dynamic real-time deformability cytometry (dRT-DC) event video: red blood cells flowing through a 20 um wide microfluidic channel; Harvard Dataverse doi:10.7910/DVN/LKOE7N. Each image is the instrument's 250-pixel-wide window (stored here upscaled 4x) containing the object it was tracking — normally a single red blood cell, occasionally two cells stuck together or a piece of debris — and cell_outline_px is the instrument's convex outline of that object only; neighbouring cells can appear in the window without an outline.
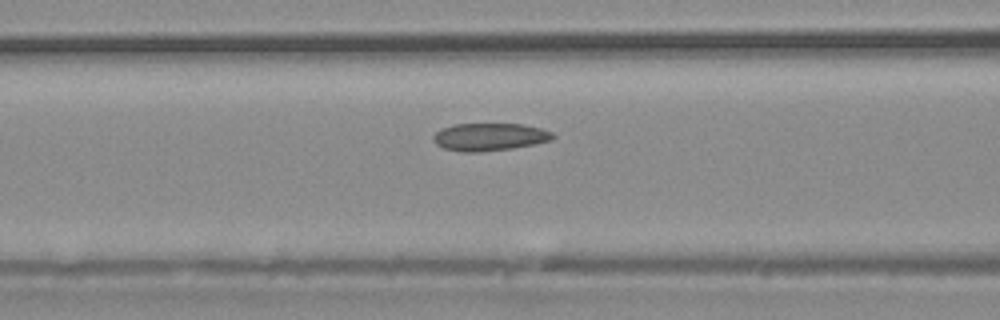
{"species": "common noctule bat (a hibernating species)", "species_latin": "Nyctalus noctula", "temperature_condition": "warm", "stored_images_in_passage": 26, "camera_frame_rate_fps": 3000, "um_per_image_px": 0.085, "animal": {"sex": "male", "body_mass_g": 20.4}, "frame": {"image": 1, "passage_image": 4, "time_ms": 1.0, "image_size_px": [1000, 320], "cell_outline_px": [[556, 136], [552, 140], [536, 144], [512, 148], [480, 152], [460, 152], [444, 148], [436, 144], [432, 140], [432, 136], [440, 128], [456, 124], [524, 124], [540, 128], [552, 132]], "centroid_in_image_um": [41.61, 11.64], "position_along_channel_um": 125.0, "area_um2": 19.42}}
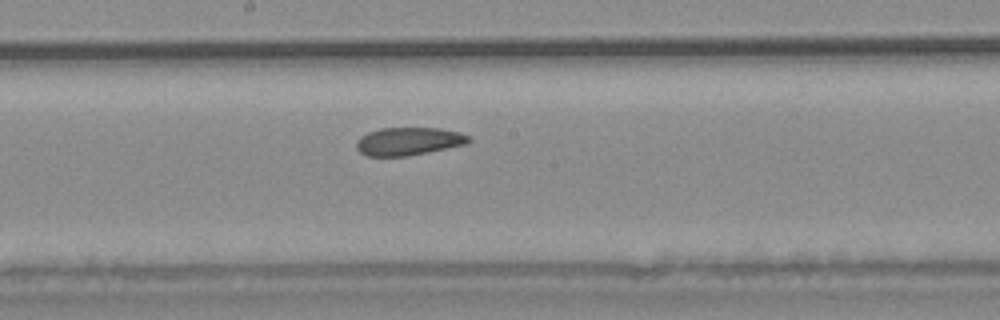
{"frame": {"image": 2, "passage_image": 9, "time_ms": 2.667, "image_size_px": [1000, 320], "cell_outline_px": [[472, 140], [464, 144], [428, 152], [408, 156], [368, 156], [360, 152], [356, 148], [356, 140], [360, 136], [368, 132], [380, 128], [440, 128], [460, 132], [472, 136]], "centroid_in_image_um": [34.72, 12.0], "position_along_channel_um": 213.5, "area_um2": 18.38}}
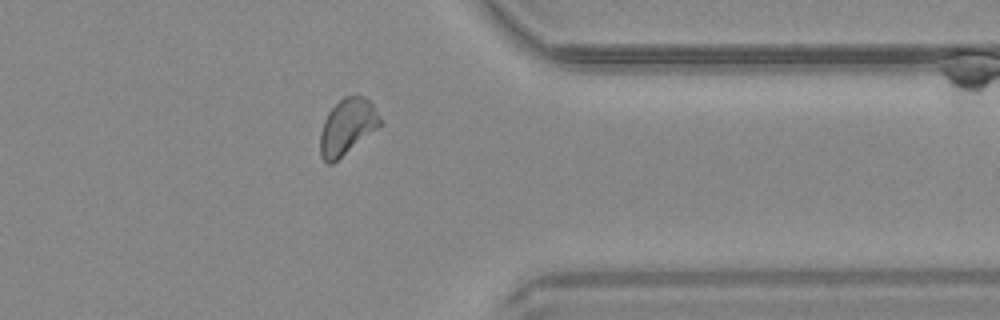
{"frame": {"image": 3, "passage_image": 19, "time_ms": 6.0, "image_size_px": [1000, 320], "cell_outline_px": [[380, 124], [376, 128], [332, 164], [328, 164], [320, 156], [320, 132], [324, 120], [328, 112], [344, 96], [364, 96], [372, 104], [380, 120]], "centroid_in_image_um": [29.46, 10.77], "position_along_channel_um": 381.9, "area_um2": 18.9}}